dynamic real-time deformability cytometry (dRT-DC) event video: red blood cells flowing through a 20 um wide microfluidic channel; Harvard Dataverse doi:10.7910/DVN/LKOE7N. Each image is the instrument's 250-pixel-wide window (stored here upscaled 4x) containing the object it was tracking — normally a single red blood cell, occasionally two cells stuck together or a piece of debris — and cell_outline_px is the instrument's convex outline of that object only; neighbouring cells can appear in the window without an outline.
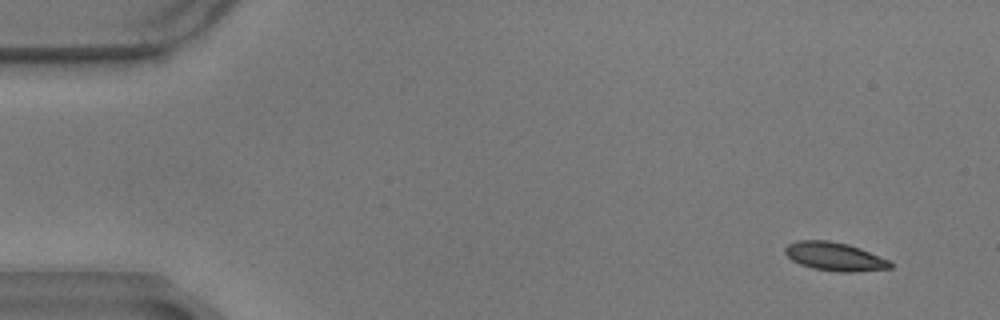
{"species": "common noctule bat (a hibernating species)", "species_latin": "Nyctalus noctula", "temperature_condition": "warm", "stored_images_in_passage": 14, "segment_of_instrument_passage": [1, 2], "camera_frame_rate_fps": 3000, "um_per_image_px": 0.085, "animal": {"sex": "male", "body_mass_g": 17.9}, "frame": {"image": 1, "passage_image": 1, "time_ms": 0.0, "image_size_px": [1000, 320], "cell_outline_px": [[892, 268], [856, 272], [840, 272], [812, 268], [800, 264], [792, 260], [784, 252], [784, 248], [788, 244], [796, 240], [828, 240], [848, 244], [860, 248], [888, 260], [892, 264]], "centroid_in_image_um": [70.92, 21.8], "position_along_channel_um": 14.1, "area_um2": 17.46}}
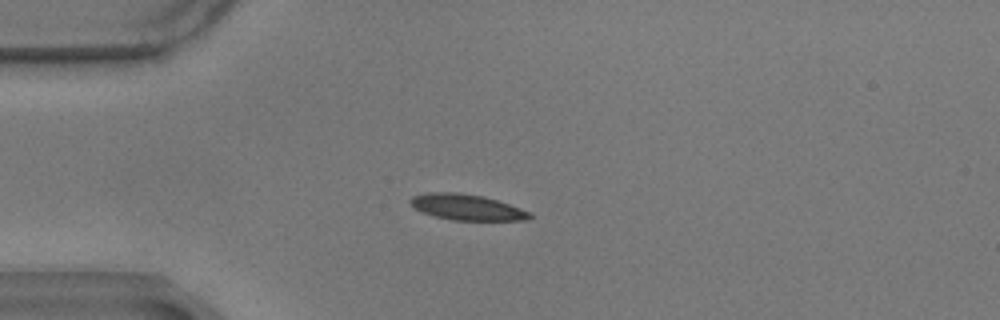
{"frame": {"image": 2, "passage_image": 12, "time_ms": 3.667, "image_size_px": [1000, 320], "cell_outline_px": [[532, 216], [524, 220], [452, 220], [420, 212], [412, 208], [408, 200], [412, 196], [428, 192], [456, 192], [484, 196], [532, 212]], "centroid_in_image_um": [39.62, 17.6], "position_along_channel_um": 45.4, "area_um2": 18.03}}